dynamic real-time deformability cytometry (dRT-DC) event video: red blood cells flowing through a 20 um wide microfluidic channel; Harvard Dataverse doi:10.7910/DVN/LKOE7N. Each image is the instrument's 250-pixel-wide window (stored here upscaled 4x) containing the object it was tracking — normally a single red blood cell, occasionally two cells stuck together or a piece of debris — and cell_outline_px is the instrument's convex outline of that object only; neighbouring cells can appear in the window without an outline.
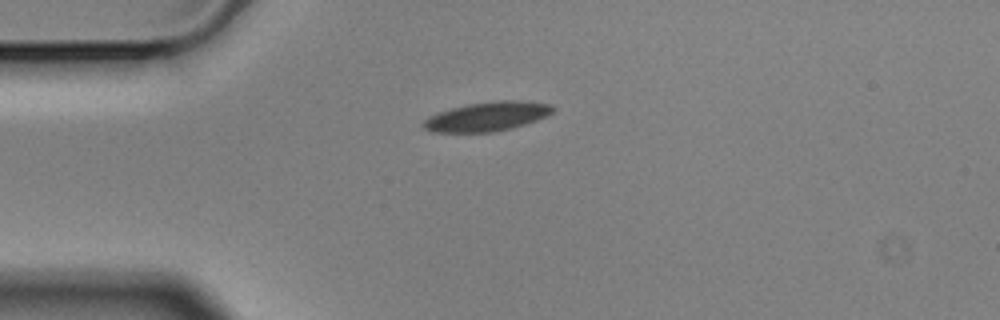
{"species": "Egyptian fruit bat (a non-hibernating species)", "species_latin": "Rousettus aegyptiacus", "temperature_condition": "cold", "stored_images_in_passage": 4, "camera_frame_rate_fps": 3000, "um_per_image_px": 0.085, "animal": {"sex": "male"}, "frame": {"image": 1, "passage_image": 1, "time_ms": 0.0, "image_size_px": [1000, 320], "cell_outline_px": [[556, 108], [548, 116], [512, 128], [496, 132], [432, 132], [424, 128], [420, 124], [428, 116], [436, 112], [468, 104], [496, 100], [520, 100], [552, 104]], "centroid_in_image_um": [41.41, 9.9], "position_along_channel_um": 43.6, "area_um2": 22.31}}
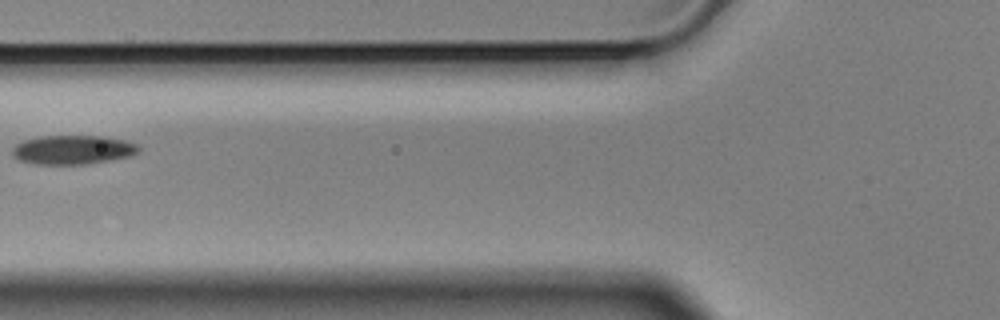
{"frame": {"image": 2, "passage_image": 3, "time_ms": 0.667, "image_size_px": [1000, 320], "cell_outline_px": [[140, 152], [132, 156], [112, 160], [88, 164], [36, 164], [20, 160], [12, 156], [12, 148], [16, 144], [24, 140], [40, 136], [104, 136], [124, 140], [140, 144]], "centroid_in_image_um": [6.24, 12.73], "position_along_channel_um": 119.6, "area_um2": 21.68}}
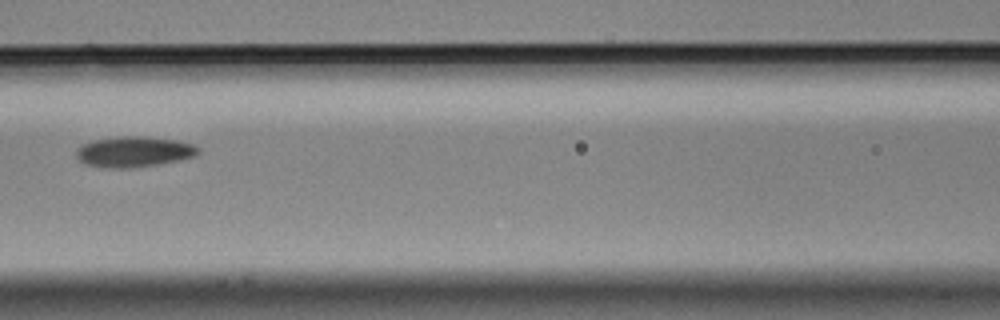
{"frame": {"image": 3, "passage_image": 4, "time_ms": 1.0, "image_size_px": [1000, 320], "cell_outline_px": [[200, 152], [196, 156], [180, 160], [132, 168], [100, 168], [84, 164], [76, 156], [76, 152], [80, 144], [96, 140], [124, 136], [140, 136], [176, 140], [192, 144], [200, 148]], "centroid_in_image_um": [11.38, 12.91], "position_along_channel_um": 155.2, "area_um2": 21.79}}